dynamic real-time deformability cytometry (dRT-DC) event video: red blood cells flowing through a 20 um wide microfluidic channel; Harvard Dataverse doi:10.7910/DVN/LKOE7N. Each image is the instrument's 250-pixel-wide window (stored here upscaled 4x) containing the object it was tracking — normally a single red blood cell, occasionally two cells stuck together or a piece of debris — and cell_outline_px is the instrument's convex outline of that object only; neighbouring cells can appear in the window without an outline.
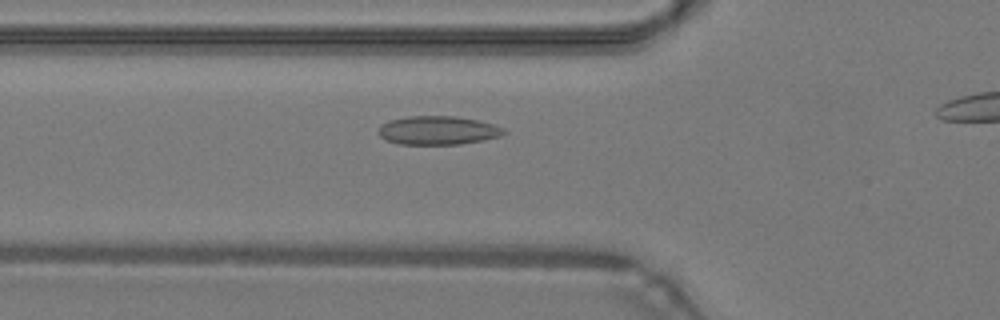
{"species": "common noctule bat (a hibernating species)", "species_latin": "Nyctalus noctula", "temperature_condition": "warm", "stored_images_in_passage": 28, "camera_frame_rate_fps": 3000, "um_per_image_px": 0.085, "animal": {"sex": "male", "body_mass_g": 19.2, "forearm_length_mm": 51.8}, "frame": {"image": 1, "passage_image": 3, "time_ms": 0.667, "image_size_px": [1000, 320], "cell_outline_px": [[508, 132], [500, 136], [484, 140], [460, 144], [400, 144], [384, 140], [376, 132], [380, 124], [388, 120], [408, 116], [456, 116], [476, 120], [492, 124], [504, 128]], "centroid_in_image_um": [37.18, 11.08], "position_along_channel_um": 88.6, "area_um2": 21.15}}
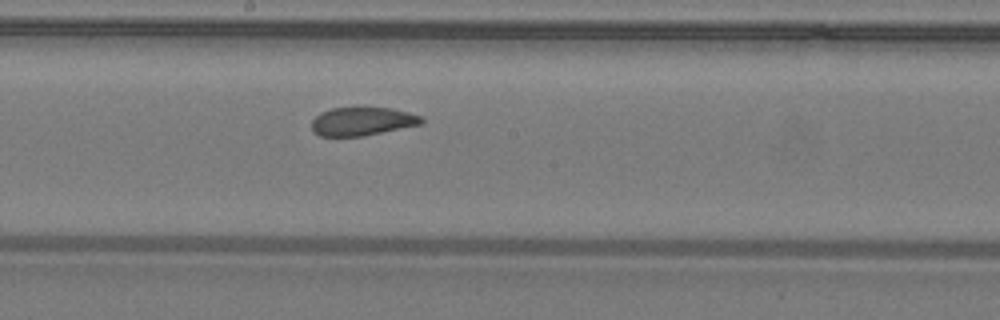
{"frame": {"image": 2, "passage_image": 12, "time_ms": 3.667, "image_size_px": [1000, 320], "cell_outline_px": [[424, 120], [420, 124], [364, 136], [320, 136], [312, 132], [312, 120], [320, 112], [332, 108], [356, 104], [392, 108], [408, 112], [420, 116]], "centroid_in_image_um": [30.74, 10.26], "position_along_channel_um": 217.5, "area_um2": 18.9}}
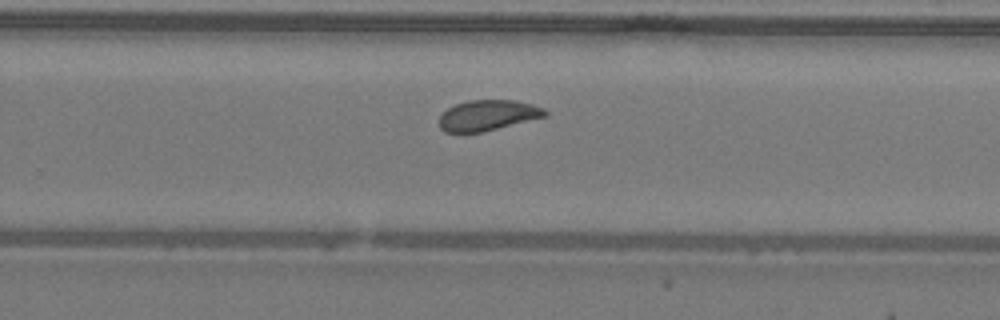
{"frame": {"image": 3, "passage_image": 17, "time_ms": 5.333, "image_size_px": [1000, 320], "cell_outline_px": [[548, 116], [480, 132], [444, 132], [440, 128], [440, 116], [448, 108], [456, 104], [468, 100], [516, 100], [532, 104], [544, 108], [548, 112]], "centroid_in_image_um": [41.49, 9.79], "position_along_channel_um": 288.3, "area_um2": 18.73}, "authors_computed_cell_mechanics": {"area_um2": 19.5364, "velocity_mm_per_s": 4.2802, "shape_relaxation_time_tau1_ms": 4.697, "shape_relaxation_time_tau2_ms": 1.3766, "deformation_change_tau1": 0.1, "deformation_change_tau2": 0.0751}}